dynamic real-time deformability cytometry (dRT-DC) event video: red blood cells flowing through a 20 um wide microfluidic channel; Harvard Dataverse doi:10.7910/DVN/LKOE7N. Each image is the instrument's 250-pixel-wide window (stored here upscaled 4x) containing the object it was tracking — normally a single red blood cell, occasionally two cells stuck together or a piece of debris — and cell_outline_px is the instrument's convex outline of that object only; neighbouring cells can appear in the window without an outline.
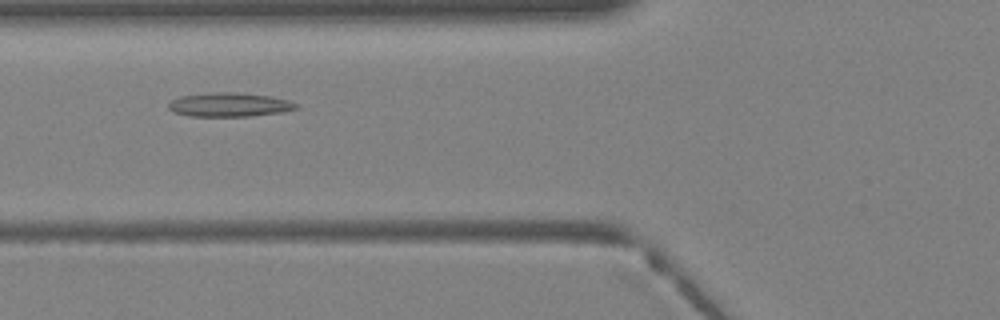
{"species": "Egyptian fruit bat (a non-hibernating species)", "species_latin": "Rousettus aegyptiacus", "temperature_condition": "warm", "stored_images_in_passage": 28, "camera_frame_rate_fps": 3000, "um_per_image_px": 0.085, "animal": {"sex": "female"}, "frame": {"image": 1, "passage_image": 4, "time_ms": 1.0, "image_size_px": [1000, 320], "cell_outline_px": [[300, 108], [280, 112], [248, 116], [188, 116], [172, 112], [168, 108], [168, 104], [172, 100], [180, 96], [224, 92], [228, 92], [272, 96], [288, 100], [300, 104]], "centroid_in_image_um": [19.52, 8.91], "position_along_channel_um": 106.3, "area_um2": 17.69}}
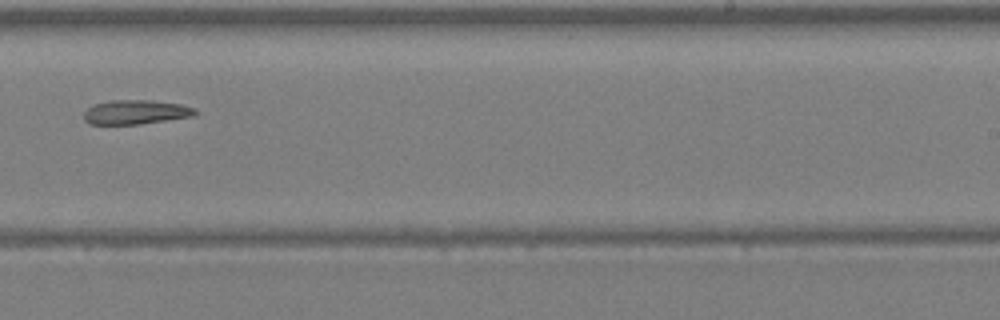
{"frame": {"image": 2, "passage_image": 14, "time_ms": 4.333, "image_size_px": [1000, 320], "cell_outline_px": [[196, 116], [140, 124], [88, 124], [84, 120], [84, 112], [92, 104], [108, 100], [148, 100], [180, 104], [196, 108]], "centroid_in_image_um": [11.52, 9.53], "position_along_channel_um": 277.5, "area_um2": 15.9}}
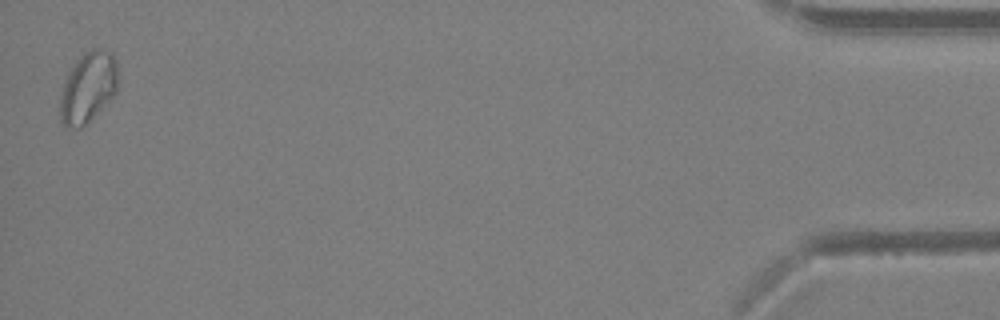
{"frame": {"image": 3, "passage_image": 28, "time_ms": 9.0, "image_size_px": [1000, 320], "cell_outline_px": [[116, 92], [80, 128], [64, 128], [60, 120], [60, 96], [64, 80], [68, 72], [76, 60], [84, 52], [92, 48], [100, 48], [112, 52], [116, 60]], "centroid_in_image_um": [7.44, 7.39], "position_along_channel_um": 427.8, "area_um2": 23.58}}